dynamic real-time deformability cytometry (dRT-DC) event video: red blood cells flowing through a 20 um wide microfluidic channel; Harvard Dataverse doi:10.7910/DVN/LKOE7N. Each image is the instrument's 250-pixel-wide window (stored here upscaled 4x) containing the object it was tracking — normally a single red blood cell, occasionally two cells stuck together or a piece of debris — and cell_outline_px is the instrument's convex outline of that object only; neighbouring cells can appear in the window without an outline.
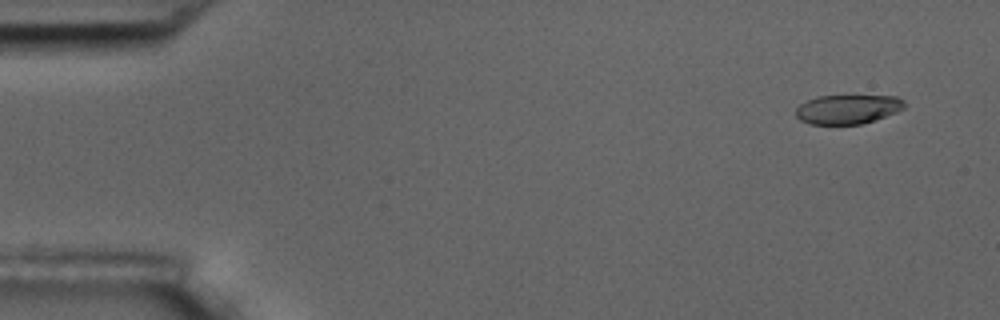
{"species": "common noctule bat (a hibernating species)", "species_latin": "Nyctalus noctula", "temperature_condition": "room temperature", "stored_images_in_passage": 6, "camera_frame_rate_fps": 3000, "um_per_image_px": 0.085, "animal": {"sex": "male", "body_mass_g": 17.5, "forearm_length_mm": 52.3}, "frame": {"image": 1, "passage_image": 2, "time_ms": 1.0, "image_size_px": [1000, 320], "cell_outline_px": [[904, 108], [896, 112], [876, 120], [860, 124], [808, 124], [800, 120], [796, 116], [796, 108], [800, 104], [816, 96], [896, 96], [904, 100]], "centroid_in_image_um": [72.04, 9.29], "position_along_channel_um": 13.0, "area_um2": 18.5}}
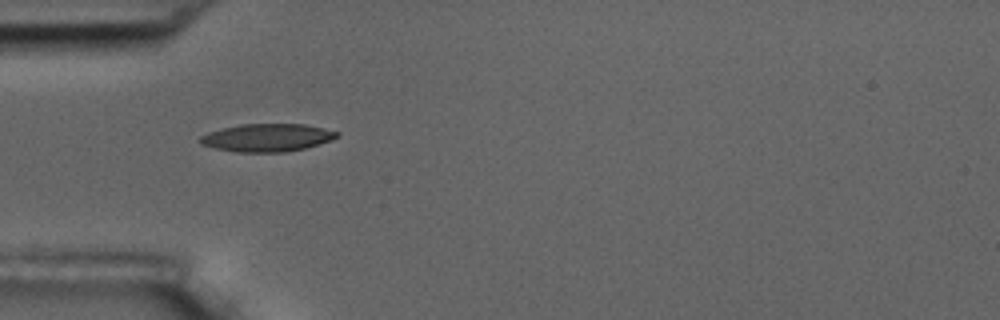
{"frame": {"image": 2, "passage_image": 5, "time_ms": 5.667, "image_size_px": [1000, 320], "cell_outline_px": [[340, 136], [332, 140], [304, 148], [284, 152], [236, 152], [216, 148], [200, 144], [200, 136], [208, 132], [240, 124], [304, 124], [324, 128], [340, 132]], "centroid_in_image_um": [22.73, 11.69], "position_along_channel_um": 62.3, "area_um2": 22.14}}